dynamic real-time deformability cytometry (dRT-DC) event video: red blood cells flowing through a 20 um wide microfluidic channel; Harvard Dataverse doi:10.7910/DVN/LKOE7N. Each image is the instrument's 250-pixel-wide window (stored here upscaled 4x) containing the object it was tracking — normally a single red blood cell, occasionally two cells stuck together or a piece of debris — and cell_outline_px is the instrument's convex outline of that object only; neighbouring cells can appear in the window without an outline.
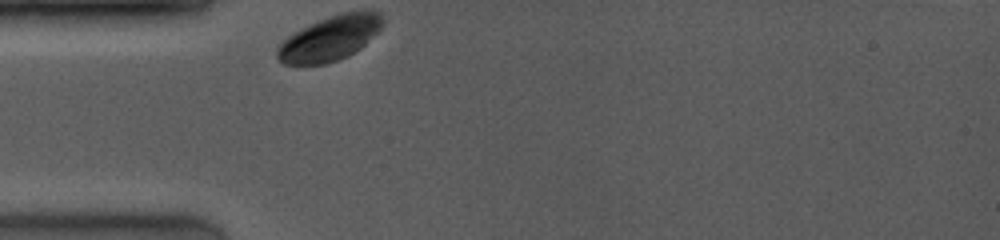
{"species": "common noctule bat (a hibernating species)", "species_latin": "Nyctalus noctula", "temperature_condition": "room temperature", "stored_images_in_passage": 5, "camera_frame_rate_fps": 4000, "um_per_image_px": 0.085, "animal": {"sex": "female", "body_mass_g": 19.0, "forearm_length_mm": 53.3}, "frame": {"image": 1, "passage_image": 1, "time_ms": 0.0, "image_size_px": [1000, 240], "cell_outline_px": [[384, 24], [360, 48], [348, 56], [324, 64], [284, 64], [276, 56], [276, 48], [288, 36], [328, 16], [344, 12], [380, 12], [384, 20]], "centroid_in_image_um": [28.03, 3.27], "position_along_channel_um": 57.0, "area_um2": 26.76}}